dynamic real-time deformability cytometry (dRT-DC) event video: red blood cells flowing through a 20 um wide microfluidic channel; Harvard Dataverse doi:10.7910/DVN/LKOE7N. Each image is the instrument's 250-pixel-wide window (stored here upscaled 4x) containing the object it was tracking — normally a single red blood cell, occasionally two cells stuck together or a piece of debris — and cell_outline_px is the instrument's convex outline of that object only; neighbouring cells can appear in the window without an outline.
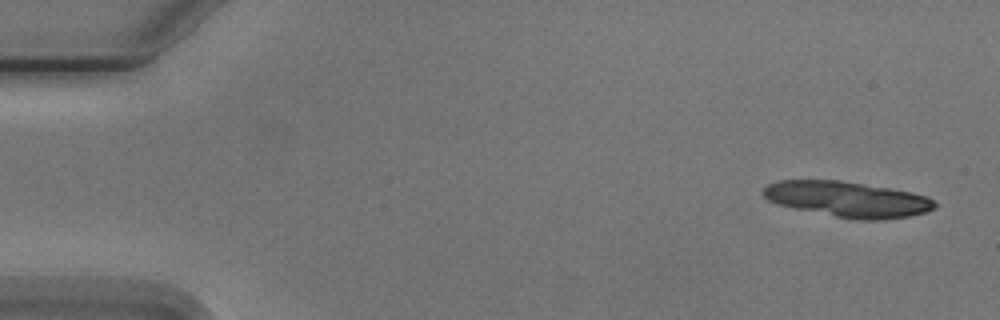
{"species": "Egyptian fruit bat (a non-hibernating species)", "species_latin": "Rousettus aegyptiacus", "temperature_condition": "cold", "stored_images_in_passage": 4, "camera_frame_rate_fps": 3000, "um_per_image_px": 0.085, "animal": {"sex": "male"}, "frame": {"image": 1, "passage_image": 1, "time_ms": 0.0, "image_size_px": [1000, 320], "cell_outline_px": [[936, 208], [928, 212], [908, 216], [880, 220], [860, 220], [836, 216], [776, 204], [768, 200], [760, 192], [768, 184], [776, 180], [840, 180], [912, 192], [924, 196], [932, 200], [936, 204]], "centroid_in_image_um": [72.02, 16.93], "position_along_channel_um": 13.0, "area_um2": 35.32}}
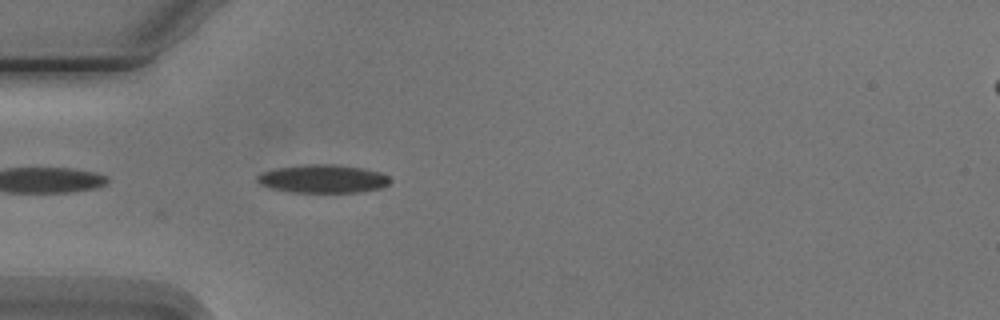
{"frame": {"image": 2, "passage_image": 4, "time_ms": 4.667, "image_size_px": [1000, 320], "cell_outline_px": [[392, 180], [384, 188], [356, 192], [288, 192], [268, 188], [260, 184], [256, 180], [256, 176], [260, 172], [276, 168], [304, 164], [332, 164], [364, 168], [380, 172], [388, 176]], "centroid_in_image_um": [27.42, 15.2], "position_along_channel_um": 57.6, "area_um2": 22.2}}